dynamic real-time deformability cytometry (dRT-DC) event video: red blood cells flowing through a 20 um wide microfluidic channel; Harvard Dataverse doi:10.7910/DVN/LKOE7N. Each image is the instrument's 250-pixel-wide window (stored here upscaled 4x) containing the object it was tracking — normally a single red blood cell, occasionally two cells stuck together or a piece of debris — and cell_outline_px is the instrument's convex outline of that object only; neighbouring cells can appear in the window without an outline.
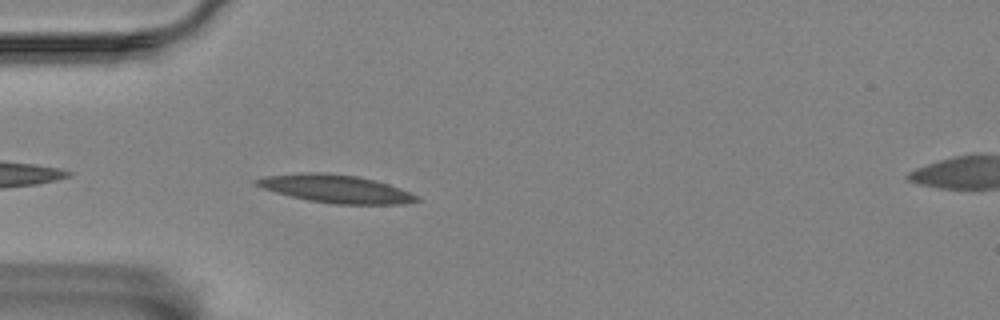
{"species": "Egyptian fruit bat (a non-hibernating species)", "species_latin": "Rousettus aegyptiacus", "temperature_condition": "room temperature", "stored_images_in_passage": 40, "camera_frame_rate_fps": 3000, "um_per_image_px": 0.085, "animal": {"sex": "female"}, "frame": {"image": 1, "passage_image": 3, "time_ms": 0.667, "image_size_px": [1000, 320], "cell_outline_px": [[420, 200], [404, 204], [332, 204], [308, 200], [276, 192], [252, 184], [252, 180], [264, 176], [300, 172], [324, 172], [356, 176], [388, 184], [400, 188], [420, 196]], "centroid_in_image_um": [28.52, 16.04], "position_along_channel_um": 56.5, "area_um2": 26.18}}
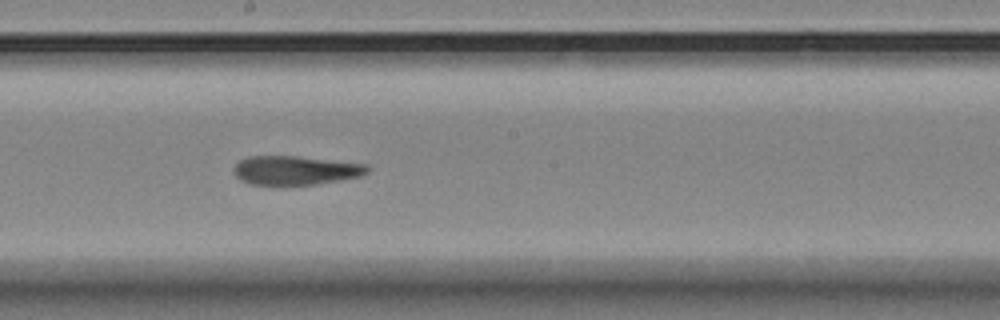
{"frame": {"image": 2, "passage_image": 18, "time_ms": 5.667, "image_size_px": [1000, 320], "cell_outline_px": [[368, 172], [360, 176], [340, 180], [316, 184], [288, 188], [248, 184], [240, 180], [232, 172], [232, 168], [240, 160], [248, 156], [296, 156], [368, 164]], "centroid_in_image_um": [25.04, 14.52], "position_along_channel_um": 223.2, "area_um2": 23.47}}
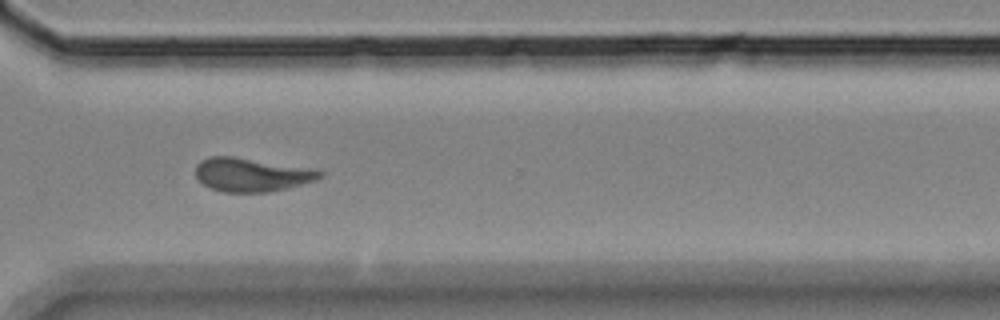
{"frame": {"image": 3, "passage_image": 29, "time_ms": 9.333, "image_size_px": [1000, 320], "cell_outline_px": [[324, 176], [316, 180], [288, 188], [268, 192], [224, 192], [212, 188], [204, 184], [196, 176], [196, 164], [200, 160], [212, 156], [232, 156], [320, 168], [324, 172]], "centroid_in_image_um": [21.48, 14.83], "position_along_channel_um": 349.1, "area_um2": 24.8}, "authors_computed_cell_mechanics": {"area_um2": 24.0448, "velocity_mm_per_s": 3.4399, "shape_relaxation_time_tau1_ms": null, "shape_relaxation_time_tau2_ms": 3.2846, "deformation_change_tau1": null, "deformation_change_tau2": 0.1176}}